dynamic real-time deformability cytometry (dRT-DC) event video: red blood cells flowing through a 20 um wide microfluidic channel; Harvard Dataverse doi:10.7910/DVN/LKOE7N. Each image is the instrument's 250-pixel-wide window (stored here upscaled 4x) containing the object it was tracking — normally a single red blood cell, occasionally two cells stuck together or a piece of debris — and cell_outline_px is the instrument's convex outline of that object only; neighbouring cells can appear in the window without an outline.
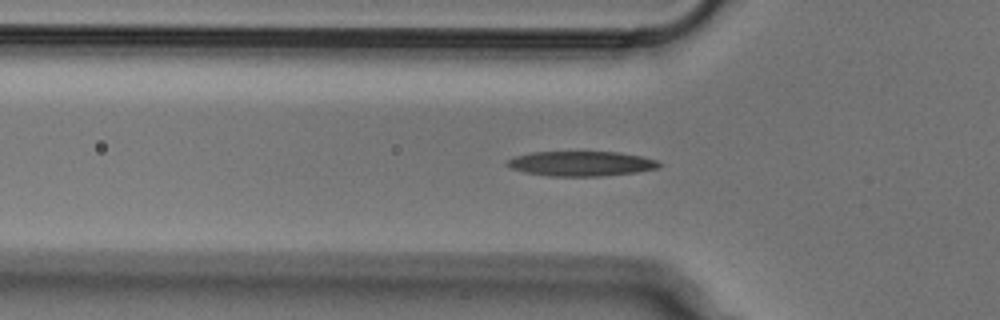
{"species": "Egyptian fruit bat (a non-hibernating species)", "species_latin": "Rousettus aegyptiacus", "temperature_condition": "cold", "stored_images_in_passage": 33, "camera_frame_rate_fps": 3000, "um_per_image_px": 0.085, "animal": {"sex": "male"}, "frame": {"image": 1, "passage_image": 7, "time_ms": 2.0, "image_size_px": [1000, 320], "cell_outline_px": [[664, 164], [656, 168], [636, 172], [600, 176], [548, 176], [524, 172], [512, 168], [504, 164], [504, 160], [516, 156], [532, 152], [620, 152], [640, 156], [656, 160]], "centroid_in_image_um": [49.36, 13.9], "position_along_channel_um": 76.4, "area_um2": 22.02}}
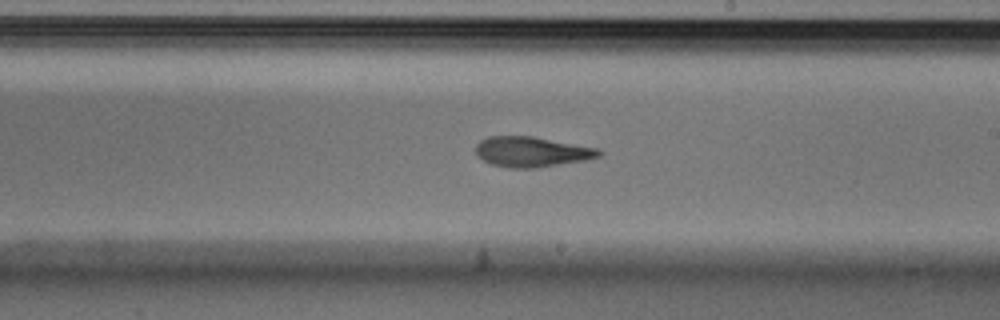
{"frame": {"image": 2, "passage_image": 20, "time_ms": 6.333, "image_size_px": [1000, 320], "cell_outline_px": [[604, 152], [600, 156], [588, 160], [536, 168], [508, 168], [492, 164], [484, 160], [476, 152], [476, 144], [480, 140], [488, 136], [532, 136], [600, 148]], "centroid_in_image_um": [45.26, 12.9], "position_along_channel_um": 243.7, "area_um2": 21.91}}
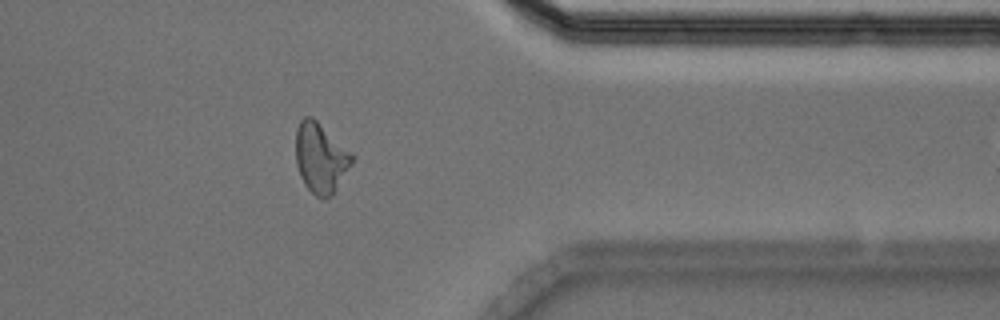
{"frame": {"image": 3, "passage_image": 32, "time_ms": 10.333, "image_size_px": [1000, 320], "cell_outline_px": [[356, 156], [352, 164], [332, 196], [316, 196], [304, 184], [300, 176], [296, 164], [296, 128], [300, 120], [304, 116], [312, 116], [352, 152]], "centroid_in_image_um": [27.26, 13.39], "position_along_channel_um": 384.1, "area_um2": 23.0}}